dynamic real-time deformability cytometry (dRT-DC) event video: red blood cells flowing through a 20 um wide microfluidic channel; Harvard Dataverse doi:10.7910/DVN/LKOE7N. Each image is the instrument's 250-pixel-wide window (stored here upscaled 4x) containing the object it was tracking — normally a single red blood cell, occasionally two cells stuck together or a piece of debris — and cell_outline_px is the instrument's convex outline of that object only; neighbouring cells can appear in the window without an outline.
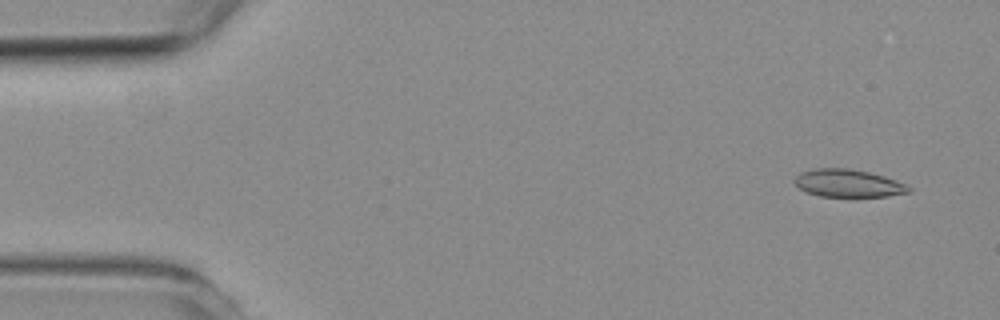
{"species": "common noctule bat (a hibernating species)", "species_latin": "Nyctalus noctula", "temperature_condition": "room temperature", "stored_images_in_passage": 6, "camera_frame_rate_fps": 3000, "um_per_image_px": 0.085, "animal": {"sex": "female", "body_mass_g": 19.3, "forearm_length_mm": 54.1}, "frame": {"image": 1, "passage_image": 1, "time_ms": 0.0, "image_size_px": [1000, 320], "cell_outline_px": [[912, 192], [888, 196], [820, 196], [808, 192], [800, 188], [792, 180], [800, 172], [812, 168], [848, 168], [868, 172], [884, 176], [896, 180], [912, 188]], "centroid_in_image_um": [72.09, 15.57], "position_along_channel_um": 12.9, "area_um2": 18.38}}
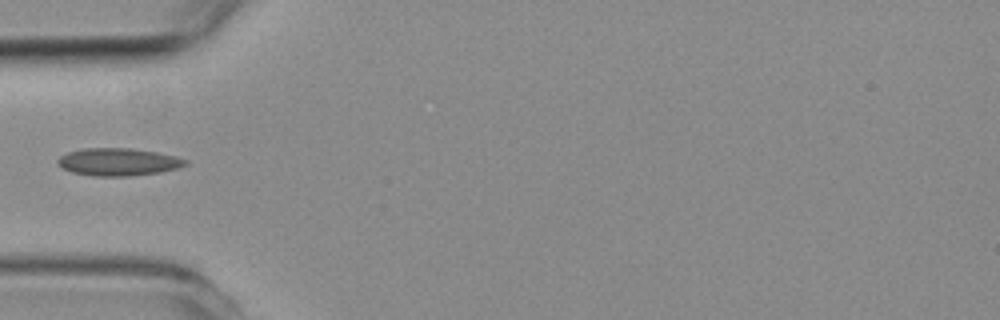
{"frame": {"image": 2, "passage_image": 5, "time_ms": 4.667, "image_size_px": [1000, 320], "cell_outline_px": [[188, 164], [176, 168], [160, 172], [128, 176], [92, 176], [72, 172], [56, 164], [56, 160], [60, 156], [68, 152], [80, 148], [128, 148], [156, 152], [188, 160]], "centroid_in_image_um": [9.99, 13.76], "position_along_channel_um": 75.0, "area_um2": 20.4}}
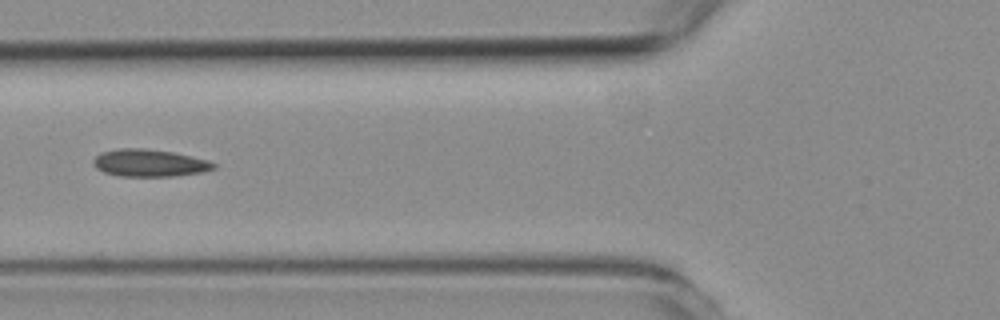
{"frame": {"image": 3, "passage_image": 6, "time_ms": 5.667, "image_size_px": [1000, 320], "cell_outline_px": [[216, 168], [204, 172], [172, 176], [120, 176], [104, 172], [96, 168], [92, 164], [92, 160], [100, 152], [116, 148], [144, 148], [172, 152], [208, 160], [216, 164]], "centroid_in_image_um": [12.67, 13.85], "position_along_channel_um": 113.1, "area_um2": 19.25}}